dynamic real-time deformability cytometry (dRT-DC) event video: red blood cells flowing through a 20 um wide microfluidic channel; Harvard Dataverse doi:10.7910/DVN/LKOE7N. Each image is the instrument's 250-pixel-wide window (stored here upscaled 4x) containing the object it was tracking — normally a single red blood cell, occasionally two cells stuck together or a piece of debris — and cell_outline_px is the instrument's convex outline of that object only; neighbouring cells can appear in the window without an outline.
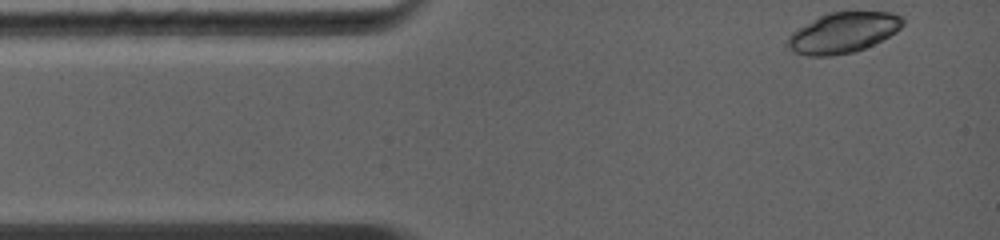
{"species": "common noctule bat (a hibernating species)", "species_latin": "Nyctalus noctula", "temperature_condition": "warm", "stored_images_in_passage": 10, "camera_frame_rate_fps": 5000, "um_per_image_px": 0.085, "animal": {"sex": "female", "body_mass_g": 19.0, "forearm_length_mm": 56.7}, "frame": {"image": 1, "passage_image": 1, "time_ms": 0.0, "image_size_px": [1000, 240], "cell_outline_px": [[904, 24], [896, 32], [864, 48], [852, 52], [828, 56], [808, 56], [792, 52], [784, 44], [788, 36], [792, 32], [820, 16], [828, 12], [892, 12], [904, 16]], "centroid_in_image_um": [71.64, 2.78], "position_along_channel_um": 13.4, "area_um2": 27.11}}
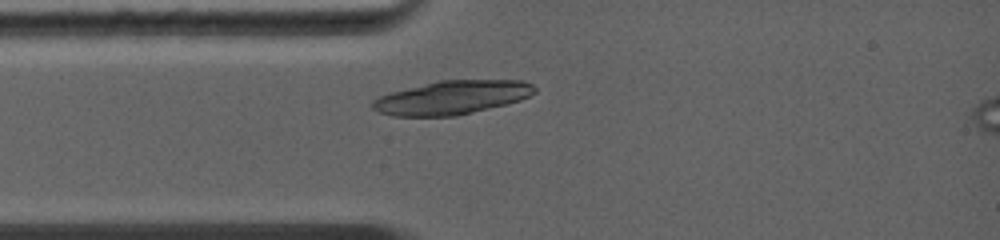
{"frame": {"image": 2, "passage_image": 10, "time_ms": 2.0, "image_size_px": [1000, 240], "cell_outline_px": [[536, 92], [520, 100], [456, 116], [392, 116], [380, 112], [372, 108], [372, 100], [380, 96], [392, 92], [440, 80], [520, 80], [532, 84], [536, 88]], "centroid_in_image_um": [38.41, 8.29], "position_along_channel_um": 46.6, "area_um2": 31.44}}